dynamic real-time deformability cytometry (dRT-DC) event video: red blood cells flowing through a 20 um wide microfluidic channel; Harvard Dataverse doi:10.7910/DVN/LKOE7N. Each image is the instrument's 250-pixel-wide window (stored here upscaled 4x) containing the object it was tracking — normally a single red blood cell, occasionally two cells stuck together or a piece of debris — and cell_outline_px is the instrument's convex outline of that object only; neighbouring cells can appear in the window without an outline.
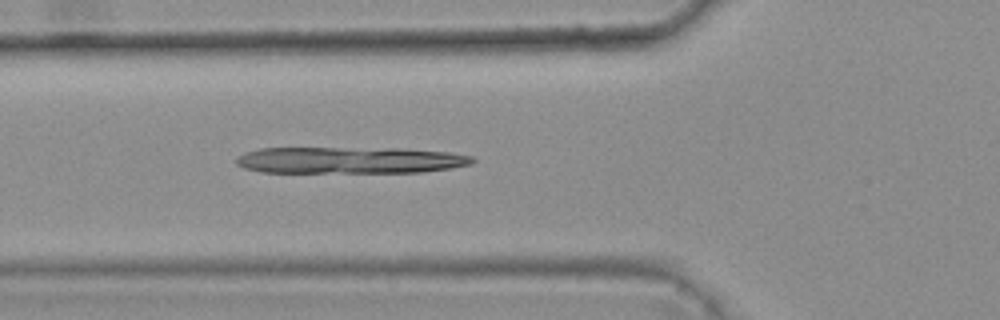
{"species": "common noctule bat (a hibernating species)", "species_latin": "Nyctalus noctula", "temperature_condition": "warm", "stored_images_in_passage": 6, "camera_frame_rate_fps": 3000, "um_per_image_px": 0.085, "animal": {"sex": "female", "body_mass_g": 25.1}, "frame": {"image": 1, "passage_image": 6, "time_ms": 1.667, "image_size_px": [1000, 320], "cell_outline_px": [[476, 160], [472, 164], [452, 168], [420, 172], [260, 172], [244, 168], [236, 164], [236, 156], [244, 152], [260, 148], [400, 148], [448, 152], [472, 156]], "centroid_in_image_um": [29.72, 13.61], "position_along_channel_um": 96.1, "area_um2": 36.82}}